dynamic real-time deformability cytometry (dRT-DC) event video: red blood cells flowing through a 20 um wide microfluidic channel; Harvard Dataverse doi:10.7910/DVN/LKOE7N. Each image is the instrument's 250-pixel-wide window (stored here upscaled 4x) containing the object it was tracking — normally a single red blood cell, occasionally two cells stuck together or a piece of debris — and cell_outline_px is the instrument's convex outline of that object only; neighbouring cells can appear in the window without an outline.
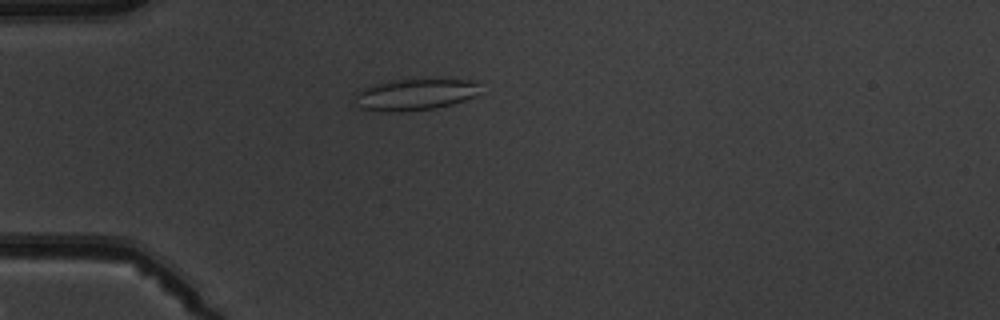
{"species": "common noctule bat (a hibernating species)", "species_latin": "Nyctalus noctula", "temperature_condition": "warm", "stored_images_in_passage": 2, "camera_frame_rate_fps": 3000, "um_per_image_px": 0.085, "animal": {"sex": "male", "body_mass_g": 19.5, "forearm_length_mm": 54.6}, "frame": {"image": 1, "passage_image": 2, "time_ms": 1.0, "image_size_px": [1000, 320], "cell_outline_px": [[480, 84], [472, 96], [464, 100], [452, 104], [436, 108], [400, 112], [372, 112], [360, 108], [352, 96], [360, 88], [372, 84], [388, 80], [444, 76], [452, 76], [476, 80]], "centroid_in_image_um": [35.25, 7.97], "position_along_channel_um": 49.8, "area_um2": 24.57}}